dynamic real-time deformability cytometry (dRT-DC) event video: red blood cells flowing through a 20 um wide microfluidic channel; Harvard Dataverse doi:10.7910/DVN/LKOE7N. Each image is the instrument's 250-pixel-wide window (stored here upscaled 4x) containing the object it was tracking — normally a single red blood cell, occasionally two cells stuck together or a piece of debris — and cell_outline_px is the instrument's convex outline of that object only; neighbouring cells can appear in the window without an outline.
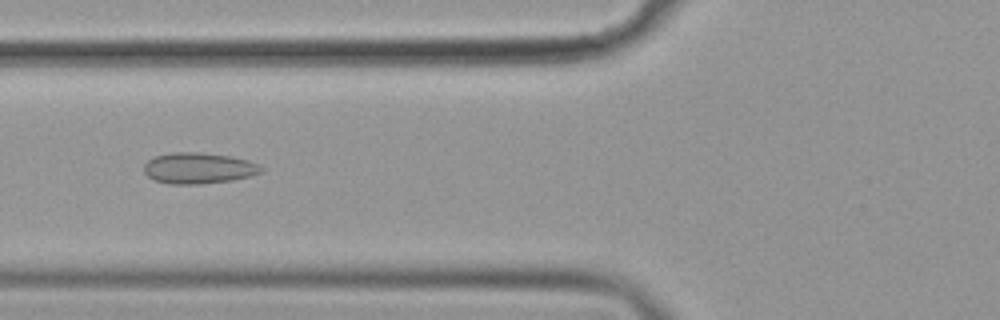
{"species": "common noctule bat (a hibernating species)", "species_latin": "Nyctalus noctula", "temperature_condition": "cold", "stored_images_in_passage": 14, "camera_frame_rate_fps": 3000, "um_per_image_px": 0.085, "animal": {"sex": "female", "body_mass_g": 19.9}, "frame": {"image": 1, "passage_image": 7, "time_ms": 2.0, "image_size_px": [1000, 320], "cell_outline_px": [[264, 168], [260, 172], [252, 176], [232, 180], [200, 184], [168, 184], [156, 180], [148, 176], [144, 172], [144, 164], [152, 156], [172, 152], [200, 152], [228, 156], [248, 160]], "centroid_in_image_um": [16.85, 14.29], "position_along_channel_um": 109.0, "area_um2": 21.21}}
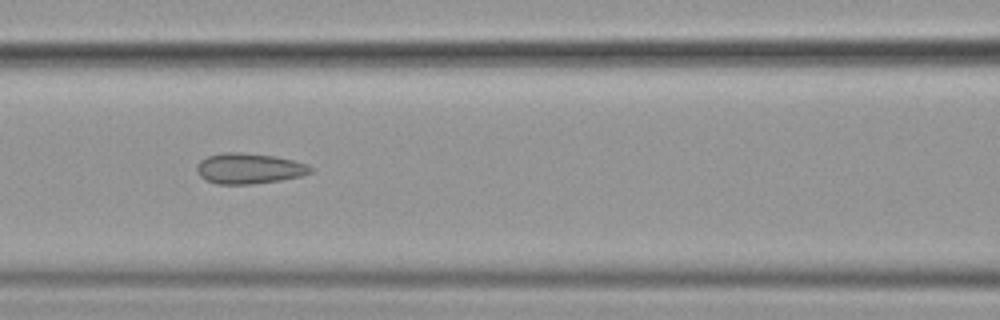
{"frame": {"image": 2, "passage_image": 10, "time_ms": 3.0, "image_size_px": [1000, 320], "cell_outline_px": [[312, 172], [300, 176], [280, 180], [252, 184], [216, 184], [200, 176], [196, 172], [196, 164], [200, 160], [208, 156], [224, 152], [240, 152], [272, 156], [292, 160], [308, 164], [312, 168]], "centroid_in_image_um": [21.14, 14.32], "position_along_channel_um": 145.5, "area_um2": 20.17}}